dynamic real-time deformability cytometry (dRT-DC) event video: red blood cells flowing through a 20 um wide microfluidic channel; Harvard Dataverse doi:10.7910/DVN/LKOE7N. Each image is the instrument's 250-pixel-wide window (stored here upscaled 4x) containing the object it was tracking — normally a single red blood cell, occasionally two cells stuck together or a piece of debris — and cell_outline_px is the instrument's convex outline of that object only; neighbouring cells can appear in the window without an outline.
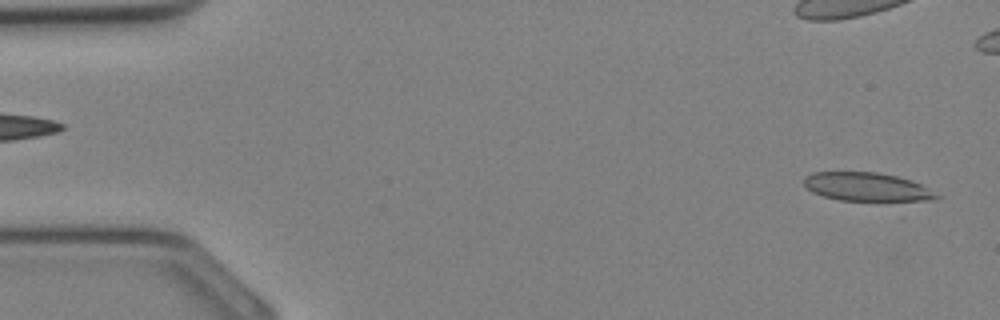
{"species": "Egyptian fruit bat (a non-hibernating species)", "species_latin": "Rousettus aegyptiacus", "temperature_condition": "cold", "stored_images_in_passage": 14, "camera_frame_rate_fps": 3000, "um_per_image_px": 0.085, "animal": {"sex": "female"}, "frame": {"image": 1, "passage_image": 1, "time_ms": 0.0, "image_size_px": [1000, 320], "cell_outline_px": [[940, 196], [936, 200], [840, 200], [824, 196], [812, 192], [804, 184], [804, 176], [812, 172], [876, 172], [896, 176], [912, 180], [920, 184]], "centroid_in_image_um": [73.65, 15.87], "position_along_channel_um": 11.4, "area_um2": 21.73}}